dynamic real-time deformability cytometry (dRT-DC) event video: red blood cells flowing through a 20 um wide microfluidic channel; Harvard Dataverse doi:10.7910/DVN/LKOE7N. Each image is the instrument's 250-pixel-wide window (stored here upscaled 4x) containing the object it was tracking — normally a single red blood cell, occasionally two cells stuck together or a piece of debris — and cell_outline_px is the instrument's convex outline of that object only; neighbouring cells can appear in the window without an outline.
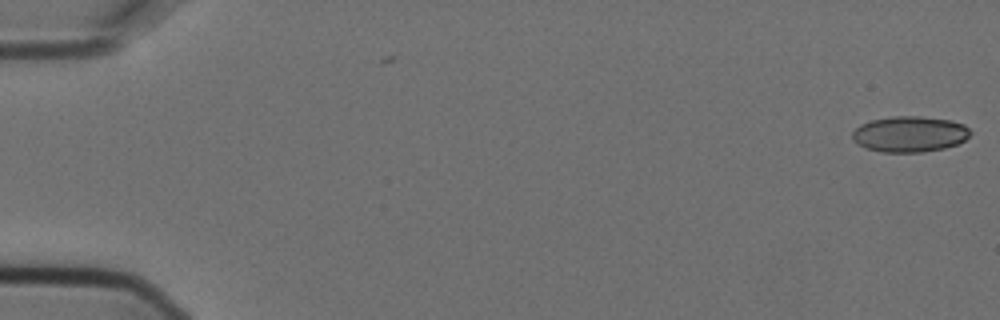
{"species": "Egyptian fruit bat (a non-hibernating species)", "species_latin": "Rousettus aegyptiacus", "temperature_condition": "cold", "stored_images_in_passage": 4, "camera_frame_rate_fps": 3000, "um_per_image_px": 0.085, "animal": {"sex": "female"}, "frame": {"image": 1, "passage_image": 1, "time_ms": 0.0, "image_size_px": [1000, 320], "cell_outline_px": [[972, 132], [964, 140], [956, 144], [944, 148], [924, 152], [880, 152], [868, 148], [852, 140], [852, 132], [860, 124], [872, 120], [892, 116], [920, 116], [952, 120], [964, 124]], "centroid_in_image_um": [77.33, 11.39], "position_along_channel_um": 7.7, "area_um2": 24.62}}